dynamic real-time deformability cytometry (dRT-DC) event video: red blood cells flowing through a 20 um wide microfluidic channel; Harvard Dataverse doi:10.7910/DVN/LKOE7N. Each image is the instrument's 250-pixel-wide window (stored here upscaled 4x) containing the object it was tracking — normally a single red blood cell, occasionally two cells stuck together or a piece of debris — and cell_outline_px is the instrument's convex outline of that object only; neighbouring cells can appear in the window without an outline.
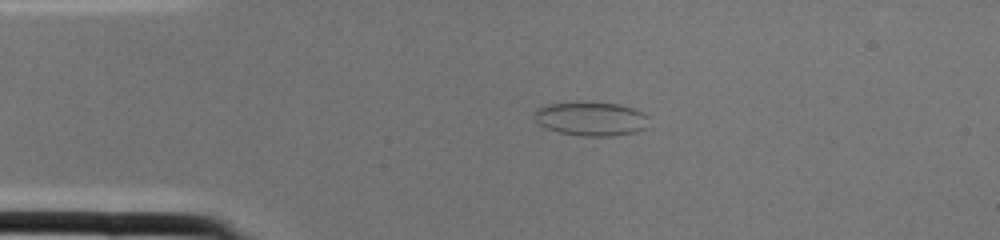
{"species": "common noctule bat (a hibernating species)", "species_latin": "Nyctalus noctula", "temperature_condition": "cold", "stored_images_in_passage": 1, "camera_frame_rate_fps": 3000, "um_per_image_px": 0.085, "animal": {"sex": "female", "body_mass_g": 22.0, "forearm_length_mm": 56.7}, "frame": {"image": 1, "passage_image": 1, "time_ms": 0.0, "image_size_px": [1000, 240], "cell_outline_px": [[648, 128], [636, 132], [612, 136], [584, 136], [560, 132], [548, 128], [540, 124], [536, 120], [536, 108], [548, 104], [616, 104], [632, 108], [644, 112], [648, 116]], "centroid_in_image_um": [50.32, 10.13], "position_along_channel_um": 34.7, "area_um2": 21.96}}